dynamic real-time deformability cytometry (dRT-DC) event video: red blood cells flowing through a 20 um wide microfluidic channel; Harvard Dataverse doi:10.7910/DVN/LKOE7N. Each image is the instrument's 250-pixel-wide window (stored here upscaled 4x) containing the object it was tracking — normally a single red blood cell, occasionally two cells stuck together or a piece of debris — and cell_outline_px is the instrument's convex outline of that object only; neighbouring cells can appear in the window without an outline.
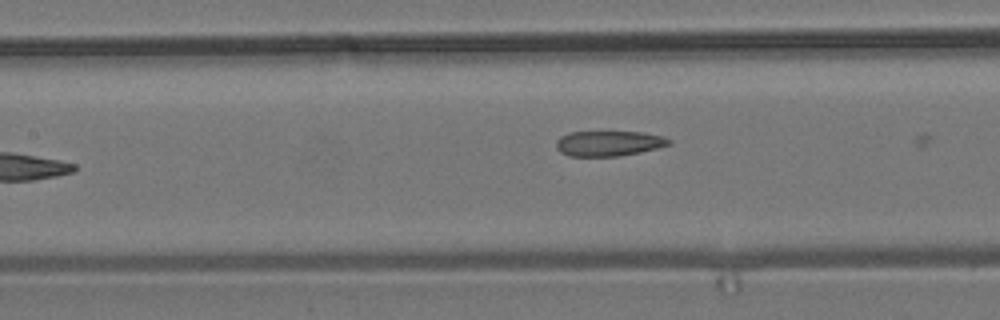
{"species": "common noctule bat (a hibernating species)", "species_latin": "Nyctalus noctula", "temperature_condition": "room temperature", "stored_images_in_passage": 8, "camera_frame_rate_fps": 3000, "um_per_image_px": 0.085, "animal": {"sex": "male", "body_mass_g": 19.2, "forearm_length_mm": 51.8}, "frame": {"image": 1, "passage_image": 8, "time_ms": 2.333, "image_size_px": [1000, 320], "cell_outline_px": [[672, 144], [640, 152], [620, 156], [568, 156], [560, 152], [556, 148], [556, 140], [560, 136], [568, 132], [644, 132], [664, 136], [672, 140]], "centroid_in_image_um": [51.74, 12.18], "position_along_channel_um": 155.7, "area_um2": 16.76}}